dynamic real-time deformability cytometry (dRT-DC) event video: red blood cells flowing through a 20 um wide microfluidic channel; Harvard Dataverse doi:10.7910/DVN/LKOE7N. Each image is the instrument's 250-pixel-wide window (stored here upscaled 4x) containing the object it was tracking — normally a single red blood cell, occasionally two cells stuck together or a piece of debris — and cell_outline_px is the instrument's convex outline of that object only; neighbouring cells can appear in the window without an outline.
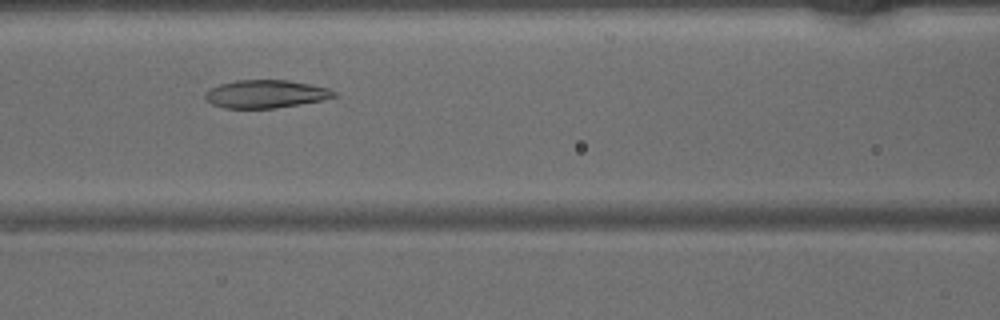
{"species": "common noctule bat (a hibernating species)", "species_latin": "Nyctalus noctula", "temperature_condition": "warm", "stored_images_in_passage": 34, "camera_frame_rate_fps": 3000, "um_per_image_px": 0.085, "animal": {"sex": "male", "body_mass_g": 15.6}, "frame": {"image": 1, "passage_image": 7, "time_ms": 2.0, "image_size_px": [1000, 320], "cell_outline_px": [[336, 96], [320, 100], [300, 104], [272, 108], [224, 108], [212, 104], [204, 96], [208, 88], [220, 84], [236, 80], [288, 80], [328, 88], [336, 92]], "centroid_in_image_um": [22.55, 7.98], "position_along_channel_um": 144.1, "area_um2": 20.81}}
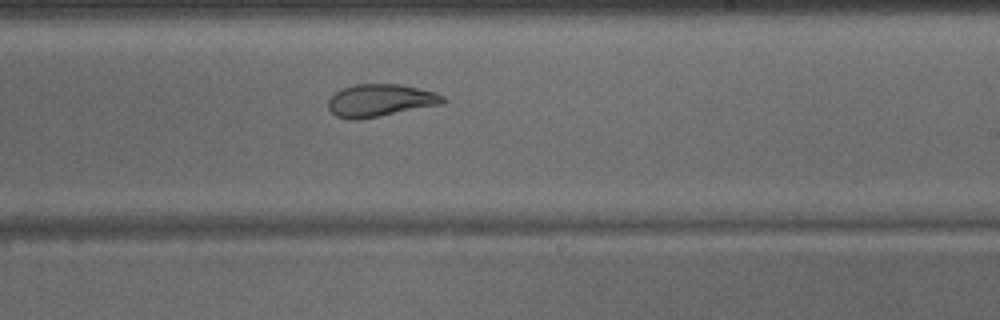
{"frame": {"image": 2, "passage_image": 15, "time_ms": 4.667, "image_size_px": [1000, 320], "cell_outline_px": [[448, 100], [444, 104], [356, 120], [352, 120], [336, 116], [328, 108], [328, 100], [336, 92], [344, 88], [356, 84], [400, 84], [436, 92], [444, 96]], "centroid_in_image_um": [32.36, 8.53], "position_along_channel_um": 256.6, "area_um2": 21.68}}
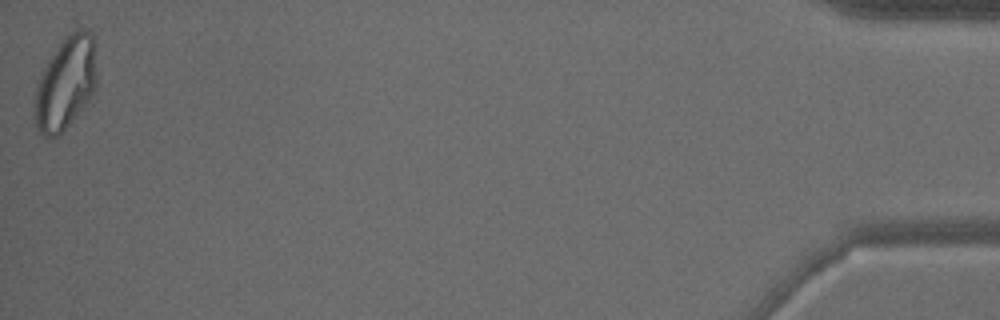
{"frame": {"image": 3, "passage_image": 34, "time_ms": 11.0, "image_size_px": [1000, 320], "cell_outline_px": [[96, 88], [88, 100], [68, 124], [52, 140], [48, 140], [40, 132], [36, 124], [32, 112], [36, 84], [52, 52], [64, 36], [80, 28], [92, 32], [96, 72]], "centroid_in_image_um": [5.53, 7.07], "position_along_channel_um": 429.7, "area_um2": 33.58}}